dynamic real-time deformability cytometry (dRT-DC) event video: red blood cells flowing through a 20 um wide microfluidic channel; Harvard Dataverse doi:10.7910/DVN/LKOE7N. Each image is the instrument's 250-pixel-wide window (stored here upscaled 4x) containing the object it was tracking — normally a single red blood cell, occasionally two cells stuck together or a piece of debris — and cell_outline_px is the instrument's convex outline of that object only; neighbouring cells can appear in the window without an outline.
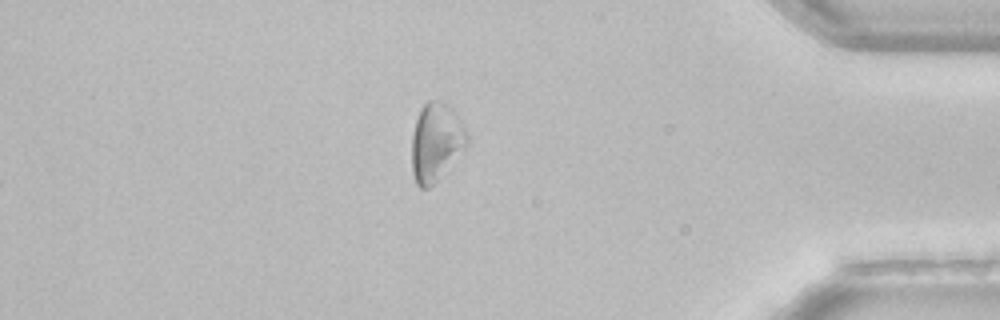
{"species": "common noctule bat (a hibernating species)", "species_latin": "Nyctalus noctula", "temperature_condition": "room temperature", "stored_images_in_passage": 53, "segment_of_instrument_passage": [2, 2], "camera_frame_rate_fps": 3000, "um_per_image_px": 0.085, "animal": {"sex": "female", "body_mass_g": 22.7, "forearm_length_mm": 54.2}, "frame": {"image": 1, "passage_image": 53, "time_ms": 17.333, "image_size_px": [1000, 320], "cell_outline_px": [[468, 144], [436, 180], [428, 188], [420, 188], [416, 184], [412, 172], [412, 136], [416, 120], [420, 108], [428, 100], [440, 100], [448, 104], [452, 108], [468, 132]], "centroid_in_image_um": [37.05, 12.03], "position_along_channel_um": 398.1, "area_um2": 24.97}}